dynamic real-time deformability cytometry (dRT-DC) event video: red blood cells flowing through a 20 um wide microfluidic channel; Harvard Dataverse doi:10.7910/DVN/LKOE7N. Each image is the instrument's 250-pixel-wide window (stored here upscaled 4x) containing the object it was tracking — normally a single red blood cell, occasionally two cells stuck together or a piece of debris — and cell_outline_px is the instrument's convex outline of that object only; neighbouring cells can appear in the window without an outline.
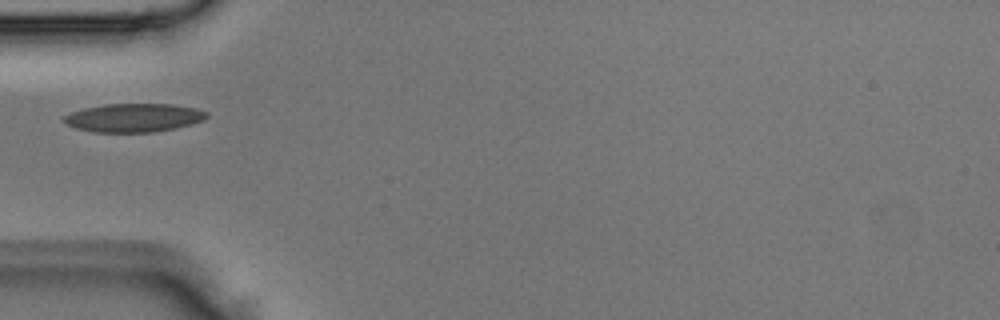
{"species": "Egyptian fruit bat (a non-hibernating species)", "species_latin": "Rousettus aegyptiacus", "temperature_condition": "room temperature", "stored_images_in_passage": 2, "camera_frame_rate_fps": 3000, "um_per_image_px": 0.085, "animal": {"sex": "male"}, "frame": {"image": 1, "passage_image": 2, "time_ms": 0.333, "image_size_px": [1000, 320], "cell_outline_px": [[208, 116], [204, 120], [192, 124], [176, 128], [152, 132], [92, 132], [76, 128], [64, 124], [64, 116], [72, 112], [84, 108], [104, 104], [172, 104], [196, 108], [208, 112]], "centroid_in_image_um": [11.38, 10.01], "position_along_channel_um": 73.6, "area_um2": 23.81}}